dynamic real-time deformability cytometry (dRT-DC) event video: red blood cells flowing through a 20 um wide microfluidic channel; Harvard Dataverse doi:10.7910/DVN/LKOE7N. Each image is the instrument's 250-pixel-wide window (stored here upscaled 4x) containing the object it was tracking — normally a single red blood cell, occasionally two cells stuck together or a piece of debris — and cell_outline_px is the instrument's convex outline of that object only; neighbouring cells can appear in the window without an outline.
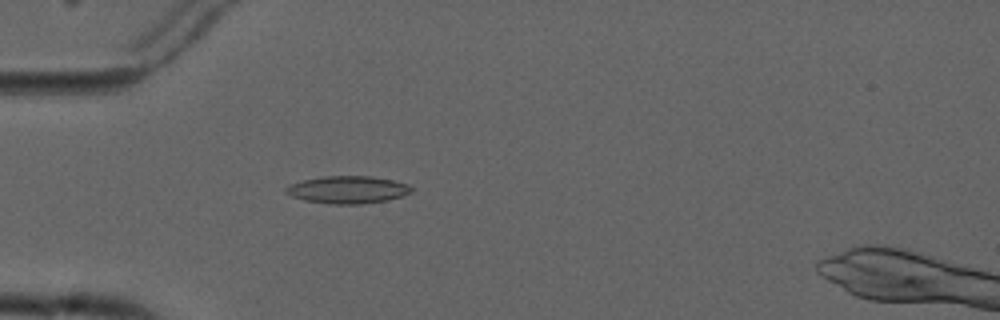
{"species": "common noctule bat (a hibernating species)", "species_latin": "Nyctalus noctula", "temperature_condition": "cold", "stored_images_in_passage": 6, "camera_frame_rate_fps": 3000, "um_per_image_px": 0.085, "animal": {"sex": "male", "forearm_length_mm": 52.5}, "frame": {"image": 1, "passage_image": 5, "time_ms": 4.667, "image_size_px": [1000, 320], "cell_outline_px": [[412, 192], [404, 196], [388, 200], [360, 204], [332, 204], [304, 200], [292, 196], [284, 192], [284, 188], [288, 184], [304, 180], [324, 176], [372, 176], [392, 180], [408, 184], [412, 188]], "centroid_in_image_um": [29.55, 16.12], "position_along_channel_um": 55.4, "area_um2": 20.17}}